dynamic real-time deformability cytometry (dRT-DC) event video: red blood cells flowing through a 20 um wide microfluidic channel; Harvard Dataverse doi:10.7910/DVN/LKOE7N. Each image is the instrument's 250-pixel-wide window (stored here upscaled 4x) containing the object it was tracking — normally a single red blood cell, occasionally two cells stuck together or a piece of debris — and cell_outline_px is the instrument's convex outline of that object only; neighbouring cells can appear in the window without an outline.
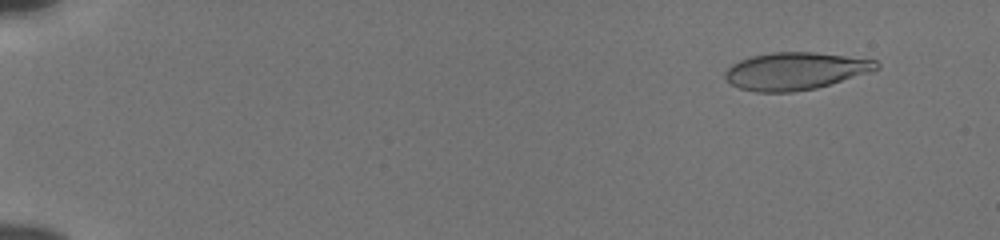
{"species": "human", "species_latin": "Homo sapiens", "temperature_condition": "cold", "stored_images_in_passage": 55, "camera_frame_rate_fps": 3000, "um_per_image_px": 0.085, "donor": {"sex": "male"}, "frame": {"image": 1, "passage_image": 5, "time_ms": 1.333, "image_size_px": [1000, 240], "cell_outline_px": [[880, 68], [868, 72], [816, 88], [792, 92], [756, 92], [740, 88], [724, 80], [724, 72], [732, 64], [740, 60], [752, 56], [772, 52], [816, 52], [876, 60], [880, 64]], "centroid_in_image_um": [67.57, 6.03], "position_along_channel_um": 17.4, "area_um2": 32.83}}
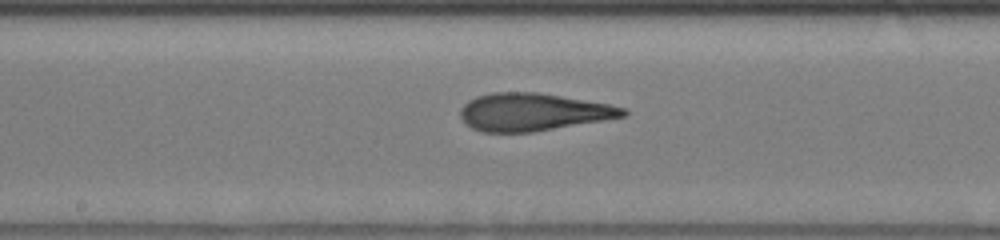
{"frame": {"image": 2, "passage_image": 31, "time_ms": 10.0, "image_size_px": [1000, 240], "cell_outline_px": [[628, 112], [624, 116], [604, 120], [532, 132], [484, 132], [472, 128], [460, 116], [460, 108], [468, 100], [476, 96], [492, 92], [536, 92], [608, 104], [624, 108]], "centroid_in_image_um": [45.26, 9.52], "position_along_channel_um": 202.9, "area_um2": 35.32}}
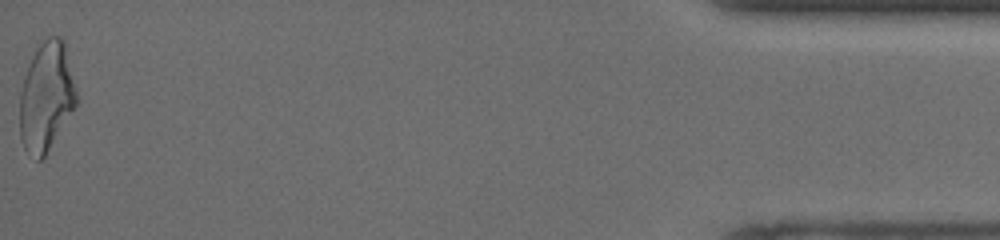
{"frame": {"image": 3, "passage_image": 55, "time_ms": 18.0, "image_size_px": [1000, 240], "cell_outline_px": [[76, 104], [44, 156], [40, 160], [36, 160], [24, 148], [20, 136], [20, 92], [24, 76], [32, 56], [36, 48], [48, 36], [60, 36], [64, 40], [76, 88]], "centroid_in_image_um": [3.92, 8.18], "position_along_channel_um": 431.3, "area_um2": 35.55}, "authors_computed_cell_mechanics": {"area_um2": 34.7956, "velocity_mm_per_s": 3.8637, "shape_relaxation_time_tau1_ms": 5.5787, "shape_relaxation_time_tau2_ms": 1.581, "deformation_change_tau1": 0.2217, "deformation_change_tau2": 0.105}}